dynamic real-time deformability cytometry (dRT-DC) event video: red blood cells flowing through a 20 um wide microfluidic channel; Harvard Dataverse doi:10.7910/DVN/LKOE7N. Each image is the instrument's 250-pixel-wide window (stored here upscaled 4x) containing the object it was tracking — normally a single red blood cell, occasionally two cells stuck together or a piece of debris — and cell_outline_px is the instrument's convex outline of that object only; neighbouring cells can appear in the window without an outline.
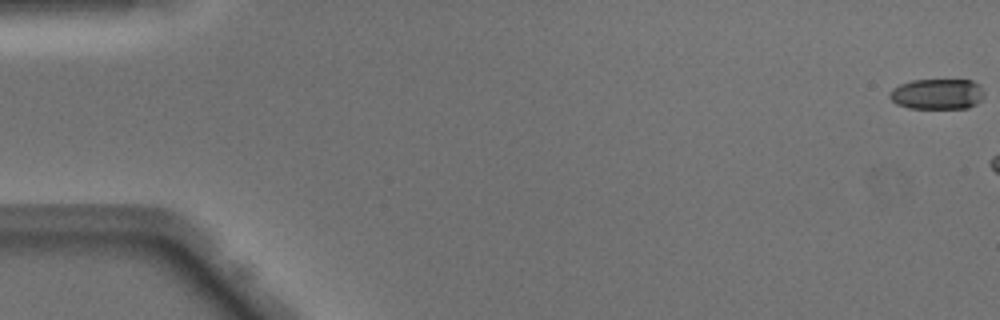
{"species": "Egyptian fruit bat (a non-hibernating species)", "species_latin": "Rousettus aegyptiacus", "temperature_condition": "warm", "stored_images_in_passage": 7, "camera_frame_rate_fps": 3000, "um_per_image_px": 0.085, "animal": {"sex": "male"}, "frame": {"image": 1, "passage_image": 1, "time_ms": 0.0, "image_size_px": [1000, 320], "cell_outline_px": [[984, 96], [976, 104], [968, 108], [908, 108], [896, 104], [888, 96], [888, 92], [892, 88], [900, 84], [912, 80], [972, 80], [980, 84], [984, 92]], "centroid_in_image_um": [79.66, 7.99], "position_along_channel_um": 5.3, "area_um2": 17.05}}